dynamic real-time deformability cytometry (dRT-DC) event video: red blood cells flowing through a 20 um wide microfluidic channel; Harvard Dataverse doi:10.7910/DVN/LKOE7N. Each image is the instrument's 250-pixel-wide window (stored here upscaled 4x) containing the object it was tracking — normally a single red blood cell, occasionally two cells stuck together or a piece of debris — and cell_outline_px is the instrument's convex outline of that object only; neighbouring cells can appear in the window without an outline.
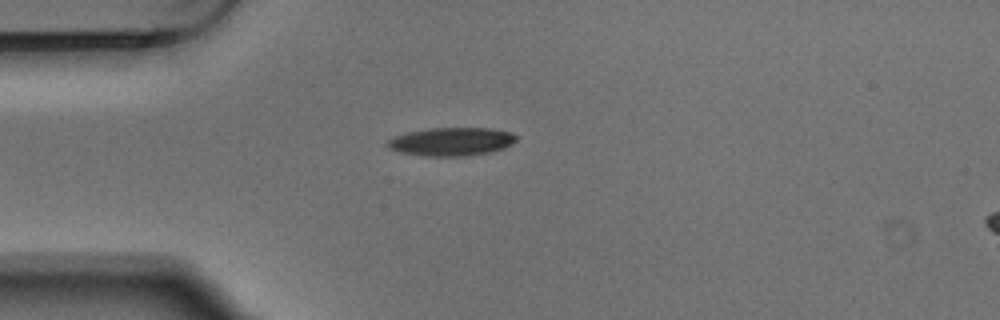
{"species": "Egyptian fruit bat (a non-hibernating species)", "species_latin": "Rousettus aegyptiacus", "temperature_condition": "warm", "stored_images_in_passage": 1, "camera_frame_rate_fps": 3000, "um_per_image_px": 0.085, "animal": {"sex": "male"}, "frame": {"image": 1, "passage_image": 1, "time_ms": 0.0, "image_size_px": [1000, 320], "cell_outline_px": [[516, 140], [512, 144], [504, 148], [492, 152], [464, 156], [428, 156], [400, 152], [388, 148], [384, 144], [388, 140], [396, 136], [408, 132], [432, 128], [492, 128], [512, 132], [516, 136]], "centroid_in_image_um": [38.39, 12.04], "position_along_channel_um": 46.6, "area_um2": 21.27}}